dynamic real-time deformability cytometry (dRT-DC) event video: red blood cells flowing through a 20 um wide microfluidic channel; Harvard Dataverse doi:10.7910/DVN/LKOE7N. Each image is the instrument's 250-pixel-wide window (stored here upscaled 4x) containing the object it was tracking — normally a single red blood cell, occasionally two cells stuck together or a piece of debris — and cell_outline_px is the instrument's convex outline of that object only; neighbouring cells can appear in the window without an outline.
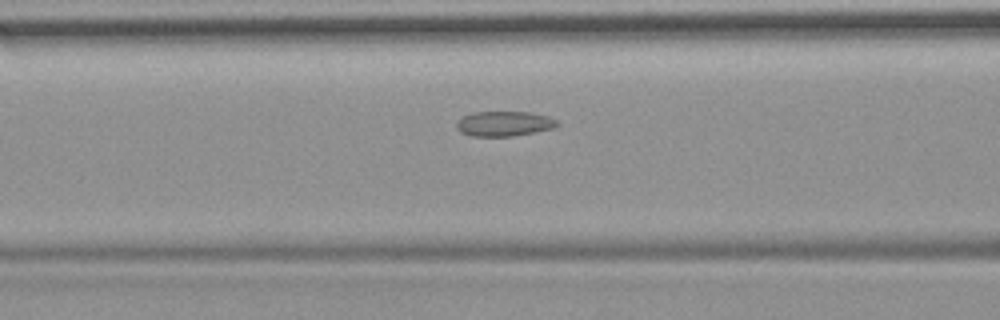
{"species": "common noctule bat (a hibernating species)", "species_latin": "Nyctalus noctula", "temperature_condition": "room temperature", "stored_images_in_passage": 28, "camera_frame_rate_fps": 3000, "um_per_image_px": 0.085, "animal": {"sex": "female", "body_mass_g": 19.9}, "frame": {"image": 1, "passage_image": 5, "time_ms": 1.333, "image_size_px": [1000, 320], "cell_outline_px": [[560, 124], [552, 128], [536, 132], [512, 136], [468, 136], [460, 132], [456, 128], [456, 124], [460, 116], [472, 112], [532, 112], [548, 116], [556, 120]], "centroid_in_image_um": [42.81, 10.51], "position_along_channel_um": 123.8, "area_um2": 14.85}}
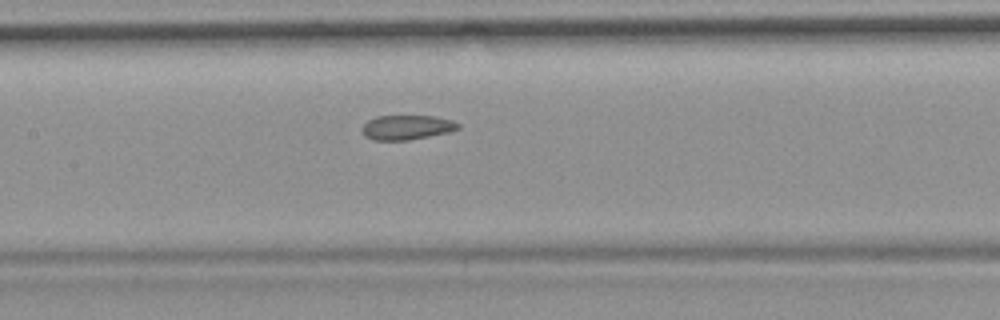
{"frame": {"image": 2, "passage_image": 9, "time_ms": 2.667, "image_size_px": [1000, 320], "cell_outline_px": [[460, 128], [448, 132], [408, 140], [372, 140], [364, 136], [364, 124], [368, 120], [376, 116], [432, 116], [452, 120], [460, 124]], "centroid_in_image_um": [34.58, 10.82], "position_along_channel_um": 172.8, "area_um2": 13.58}}